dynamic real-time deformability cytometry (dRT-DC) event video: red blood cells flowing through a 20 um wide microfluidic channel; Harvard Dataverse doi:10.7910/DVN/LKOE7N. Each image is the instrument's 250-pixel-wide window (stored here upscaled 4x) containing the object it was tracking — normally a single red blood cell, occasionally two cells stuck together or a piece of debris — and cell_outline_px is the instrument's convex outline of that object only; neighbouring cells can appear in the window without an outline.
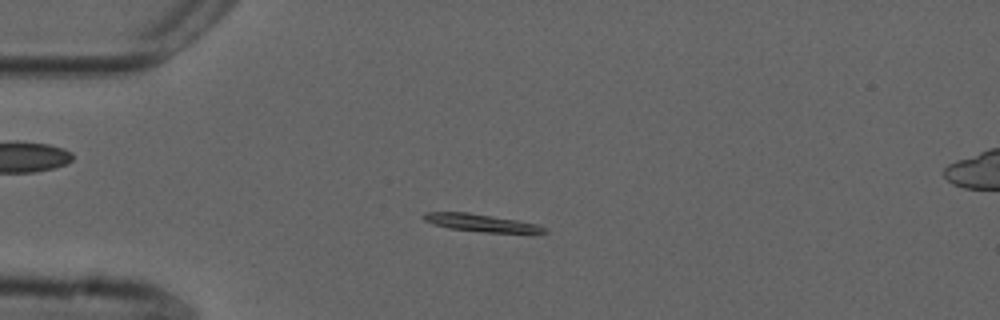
{"species": "common noctule bat (a hibernating species)", "species_latin": "Nyctalus noctula", "temperature_condition": "cold", "stored_images_in_passage": 54, "camera_frame_rate_fps": 3000, "um_per_image_px": 0.085, "animal": {"sex": "male", "forearm_length_mm": 52.5}, "frame": {"image": 1, "passage_image": 13, "time_ms": 4.0, "image_size_px": [1000, 320], "cell_outline_px": [[548, 232], [484, 232], [448, 228], [432, 224], [424, 220], [424, 212], [468, 212], [516, 220], [536, 224], [548, 228]], "centroid_in_image_um": [40.84, 18.93], "position_along_channel_um": 44.2, "area_um2": 12.08}}
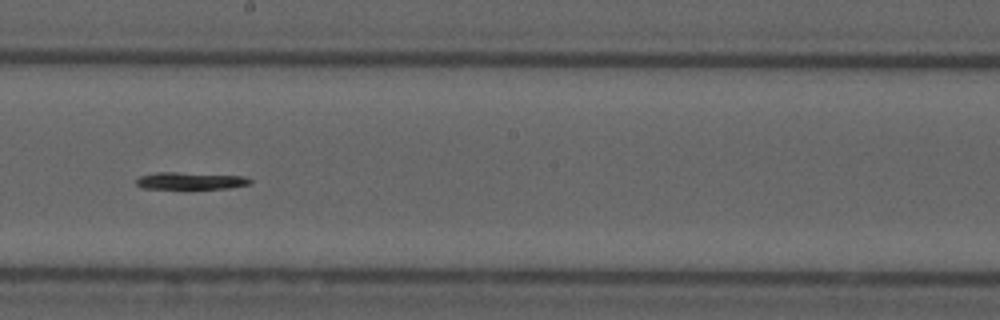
{"frame": {"image": 2, "passage_image": 30, "time_ms": 9.667, "image_size_px": [1000, 320], "cell_outline_px": [[252, 180], [248, 184], [228, 188], [144, 188], [136, 184], [136, 180], [140, 176], [156, 172], [176, 172], [244, 176]], "centroid_in_image_um": [16.17, 15.35], "position_along_channel_um": 232.0, "area_um2": 11.1}}
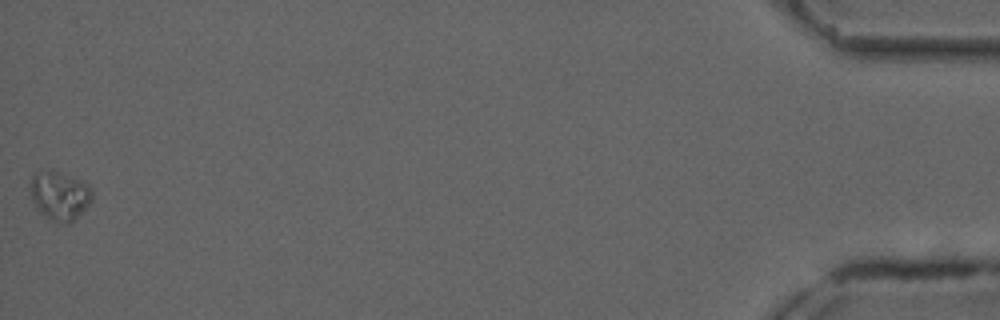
{"frame": {"image": 3, "passage_image": 54, "time_ms": 17.667, "image_size_px": [1000, 320], "cell_outline_px": [[92, 200], [68, 224], [64, 224], [44, 216], [36, 212], [32, 200], [32, 176], [36, 172], [56, 172], [80, 180], [88, 184], [92, 188]], "centroid_in_image_um": [5.06, 16.66], "position_along_channel_um": 430.1, "area_um2": 17.05}}